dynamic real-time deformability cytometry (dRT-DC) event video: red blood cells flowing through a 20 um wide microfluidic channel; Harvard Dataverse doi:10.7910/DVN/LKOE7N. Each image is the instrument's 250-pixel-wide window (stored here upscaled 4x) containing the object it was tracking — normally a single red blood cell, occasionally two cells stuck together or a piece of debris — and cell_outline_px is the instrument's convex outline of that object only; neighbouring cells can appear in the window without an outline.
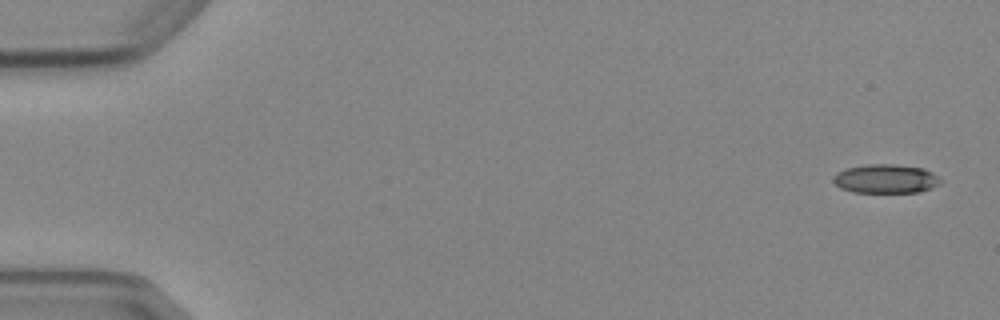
{"species": "Egyptian fruit bat (a non-hibernating species)", "species_latin": "Rousettus aegyptiacus", "temperature_condition": "cold", "stored_images_in_passage": 5, "camera_frame_rate_fps": 3000, "um_per_image_px": 0.085, "animal": {"sex": "female"}, "frame": {"image": 1, "passage_image": 1, "time_ms": 0.0, "image_size_px": [1000, 320], "cell_outline_px": [[940, 184], [932, 188], [920, 192], [852, 192], [840, 188], [832, 180], [832, 176], [836, 172], [848, 168], [868, 164], [892, 164], [924, 168], [932, 172], [940, 180]], "centroid_in_image_um": [75.27, 15.2], "position_along_channel_um": 9.7, "area_um2": 18.09}}
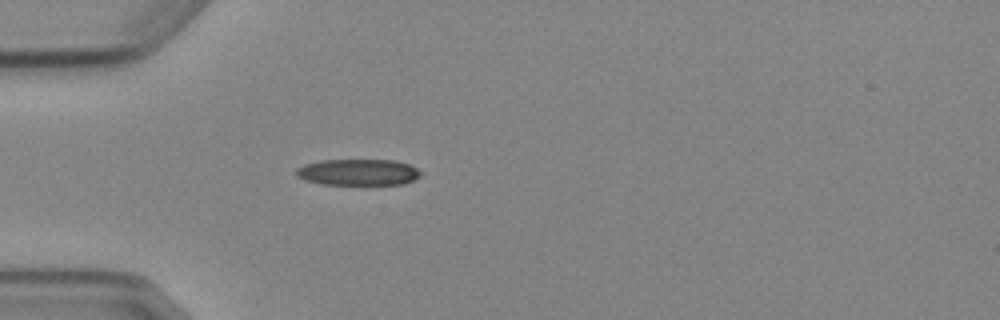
{"frame": {"image": 2, "passage_image": 5, "time_ms": 4.667, "image_size_px": [1000, 320], "cell_outline_px": [[420, 176], [404, 184], [324, 184], [304, 180], [296, 176], [296, 168], [304, 164], [320, 160], [396, 160], [408, 164], [416, 168], [420, 172]], "centroid_in_image_um": [30.41, 14.63], "position_along_channel_um": 54.6, "area_um2": 19.02}}